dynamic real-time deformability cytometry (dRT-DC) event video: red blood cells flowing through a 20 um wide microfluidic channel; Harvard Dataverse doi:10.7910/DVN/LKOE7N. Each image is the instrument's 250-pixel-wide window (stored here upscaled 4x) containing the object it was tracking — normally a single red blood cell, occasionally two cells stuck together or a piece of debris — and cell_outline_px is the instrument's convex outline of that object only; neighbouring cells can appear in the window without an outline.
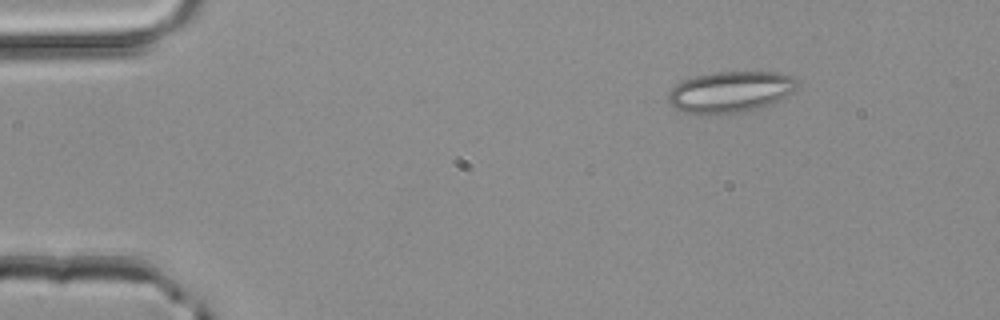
{"species": "common noctule bat (a hibernating species)", "species_latin": "Nyctalus noctula", "temperature_condition": "room temperature", "stored_images_in_passage": 3, "camera_frame_rate_fps": 3000, "um_per_image_px": 0.085, "animal": {"sex": "male", "body_mass_g": 20.4}, "frame": {"image": 1, "passage_image": 1, "time_ms": 0.0, "image_size_px": [1000, 320], "cell_outline_px": [[800, 84], [792, 92], [772, 104], [740, 112], [720, 116], [704, 116], [684, 112], [676, 108], [668, 100], [668, 92], [676, 84], [684, 80], [696, 76], [716, 72], [776, 72], [792, 76]], "centroid_in_image_um": [62.07, 7.84], "position_along_channel_um": 22.9, "area_um2": 31.27}}
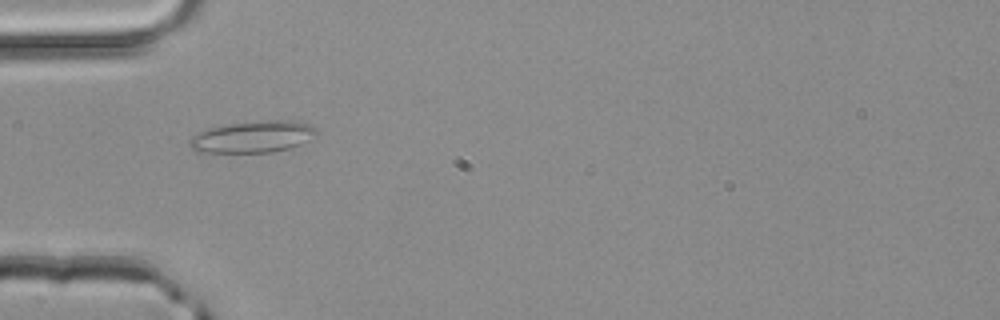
{"frame": {"image": 2, "passage_image": 2, "time_ms": 0.333, "image_size_px": [1000, 320], "cell_outline_px": [[320, 132], [316, 136], [292, 148], [268, 152], [204, 152], [192, 148], [188, 144], [188, 140], [192, 136], [208, 128], [232, 124], [272, 120], [296, 120], [308, 124], [316, 128]], "centroid_in_image_um": [21.55, 11.62], "position_along_channel_um": 63.4, "area_um2": 23.24}}
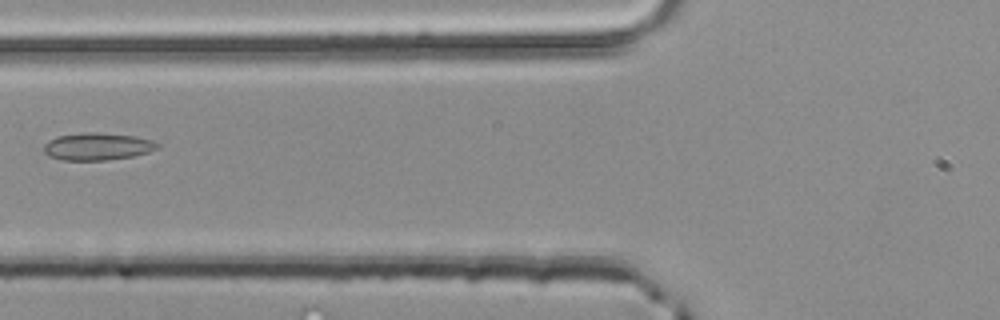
{"frame": {"image": 3, "passage_image": 3, "time_ms": 0.667, "image_size_px": [1000, 320], "cell_outline_px": [[160, 148], [148, 152], [132, 156], [108, 160], [64, 160], [48, 156], [44, 152], [44, 144], [48, 140], [56, 136], [84, 132], [100, 132], [132, 136], [152, 140], [160, 144]], "centroid_in_image_um": [8.27, 12.44], "position_along_channel_um": 117.5, "area_um2": 18.21}}